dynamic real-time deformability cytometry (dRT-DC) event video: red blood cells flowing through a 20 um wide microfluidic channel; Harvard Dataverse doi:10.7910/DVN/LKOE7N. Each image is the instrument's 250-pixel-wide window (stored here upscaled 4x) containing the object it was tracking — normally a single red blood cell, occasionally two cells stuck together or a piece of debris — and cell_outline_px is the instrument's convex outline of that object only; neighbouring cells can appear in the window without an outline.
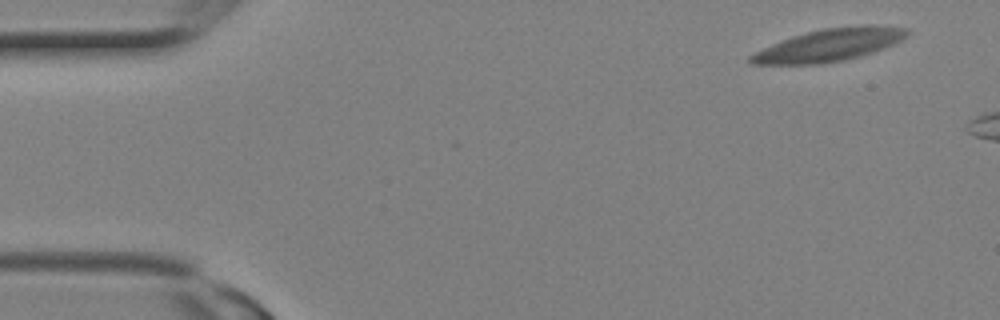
{"species": "Egyptian fruit bat (a non-hibernating species)", "species_latin": "Rousettus aegyptiacus", "temperature_condition": "room temperature", "stored_images_in_passage": 3, "camera_frame_rate_fps": 3000, "um_per_image_px": 0.085, "animal": {"sex": "female"}, "frame": {"image": 1, "passage_image": 1, "time_ms": 0.0, "image_size_px": [1000, 320], "cell_outline_px": [[912, 32], [908, 36], [892, 44], [872, 52], [860, 56], [844, 60], [820, 64], [752, 64], [748, 60], [748, 56], [772, 44], [792, 36], [824, 28], [864, 24], [876, 24], [908, 28]], "centroid_in_image_um": [70.54, 3.81], "position_along_channel_um": 14.5, "area_um2": 29.59}}